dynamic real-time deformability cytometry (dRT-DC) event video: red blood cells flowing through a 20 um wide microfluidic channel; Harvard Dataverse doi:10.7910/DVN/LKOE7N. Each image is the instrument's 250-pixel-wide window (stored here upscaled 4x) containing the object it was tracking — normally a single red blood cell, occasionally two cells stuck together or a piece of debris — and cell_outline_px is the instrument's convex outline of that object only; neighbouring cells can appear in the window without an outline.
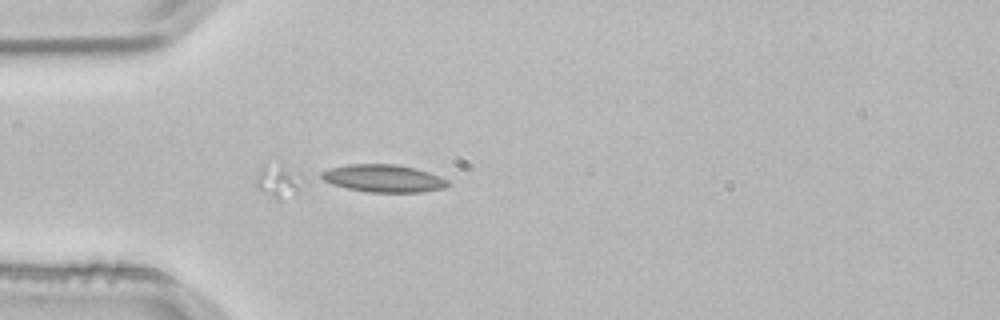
{"species": "common noctule bat (a hibernating species)", "species_latin": "Nyctalus noctula", "temperature_condition": "room temperature", "stored_images_in_passage": 3, "camera_frame_rate_fps": 3000, "um_per_image_px": 0.085, "animal": {"sex": "male", "body_mass_g": 21.5, "forearm_length_mm": 52.0}, "frame": {"image": 1, "passage_image": 3, "time_ms": 0.667, "image_size_px": [1000, 320], "cell_outline_px": [[452, 184], [444, 188], [424, 192], [368, 192], [348, 188], [332, 184], [316, 176], [320, 172], [332, 168], [348, 164], [396, 164], [416, 168], [440, 176], [448, 180]], "centroid_in_image_um": [32.61, 15.16], "position_along_channel_um": 52.4, "area_um2": 20.46}}